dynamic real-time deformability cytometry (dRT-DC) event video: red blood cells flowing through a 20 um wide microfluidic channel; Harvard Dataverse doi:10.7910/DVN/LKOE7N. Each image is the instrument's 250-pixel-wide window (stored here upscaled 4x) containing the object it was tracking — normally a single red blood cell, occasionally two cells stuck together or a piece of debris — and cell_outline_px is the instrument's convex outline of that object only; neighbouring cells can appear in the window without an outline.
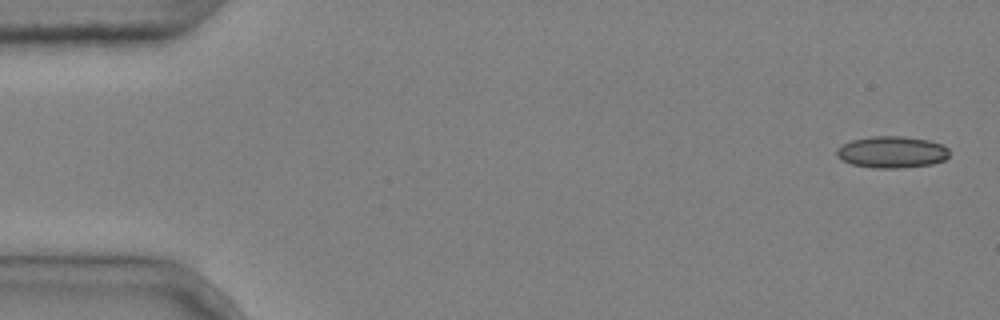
{"species": "common noctule bat (a hibernating species)", "species_latin": "Nyctalus noctula", "temperature_condition": "cold", "stored_images_in_passage": 5, "camera_frame_rate_fps": 3000, "um_per_image_px": 0.085, "animal": {"sex": "male", "body_mass_g": 20.4}, "frame": {"image": 1, "passage_image": 1, "time_ms": 0.0, "image_size_px": [1000, 320], "cell_outline_px": [[948, 156], [944, 160], [932, 164], [900, 168], [876, 168], [852, 164], [836, 156], [836, 148], [852, 140], [872, 136], [904, 136], [928, 140], [944, 144], [948, 148]], "centroid_in_image_um": [75.83, 12.92], "position_along_channel_um": 9.2, "area_um2": 20.81}}
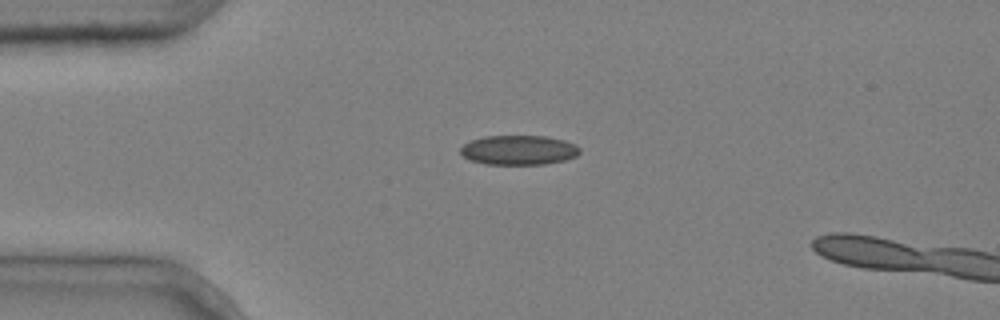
{"frame": {"image": 2, "passage_image": 4, "time_ms": 1.0, "image_size_px": [1000, 320], "cell_outline_px": [[580, 152], [576, 156], [564, 160], [544, 164], [484, 164], [468, 160], [460, 152], [460, 148], [464, 144], [472, 140], [484, 136], [548, 136], [564, 140], [576, 144], [580, 148]], "centroid_in_image_um": [44.09, 12.75], "position_along_channel_um": 40.9, "area_um2": 20.63}}